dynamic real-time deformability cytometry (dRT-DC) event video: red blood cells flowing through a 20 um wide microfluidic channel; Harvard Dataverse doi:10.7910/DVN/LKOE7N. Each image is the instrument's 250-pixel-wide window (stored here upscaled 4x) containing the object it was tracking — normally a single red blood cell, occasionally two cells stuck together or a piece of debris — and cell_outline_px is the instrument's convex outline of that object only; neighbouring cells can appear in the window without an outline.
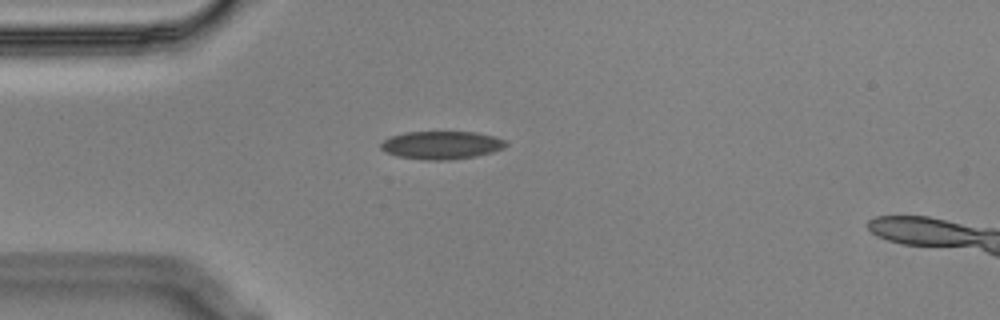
{"species": "Egyptian fruit bat (a non-hibernating species)", "species_latin": "Rousettus aegyptiacus", "temperature_condition": "cold", "stored_images_in_passage": 43, "segment_of_instrument_passage": [1, 2], "camera_frame_rate_fps": 3000, "um_per_image_px": 0.085, "animal": {"sex": "male"}, "frame": {"image": 1, "passage_image": 1, "time_ms": 0.0, "image_size_px": [1000, 320], "cell_outline_px": [[508, 144], [504, 148], [492, 152], [476, 156], [448, 160], [424, 160], [396, 156], [380, 148], [380, 144], [384, 140], [392, 136], [404, 132], [476, 132], [492, 136], [504, 140]], "centroid_in_image_um": [37.52, 12.34], "position_along_channel_um": 47.5, "area_um2": 20.35}}
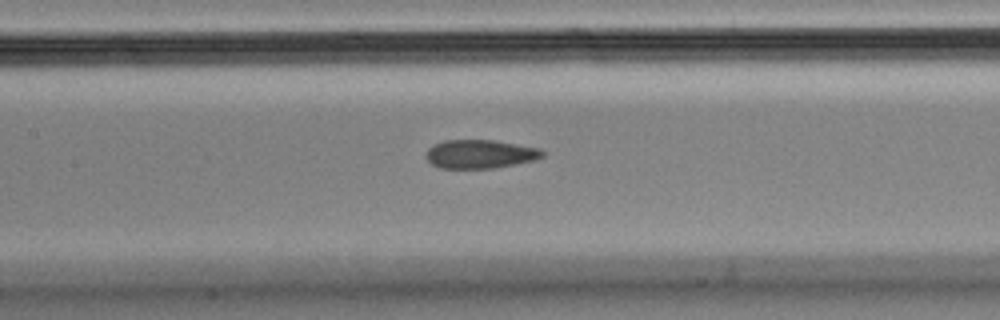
{"frame": {"image": 2, "passage_image": 12, "time_ms": 3.667, "image_size_px": [1000, 320], "cell_outline_px": [[544, 156], [532, 160], [492, 168], [440, 168], [432, 164], [424, 156], [428, 148], [444, 140], [496, 140], [540, 148], [544, 152]], "centroid_in_image_um": [40.78, 13.08], "position_along_channel_um": 166.6, "area_um2": 19.31}}
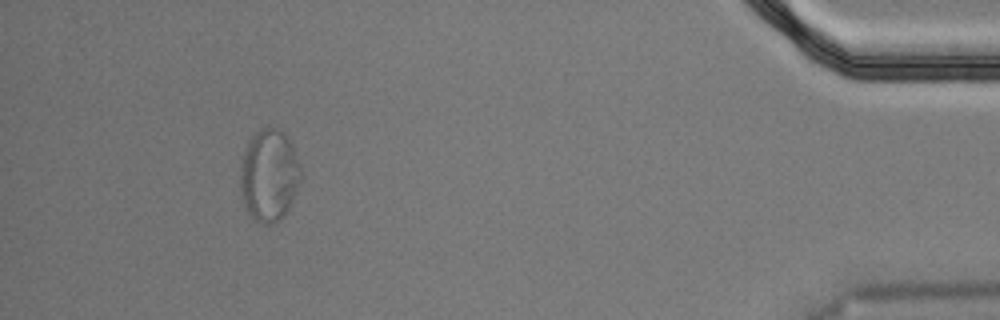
{"frame": {"image": 3, "passage_image": 38, "time_ms": 12.333, "image_size_px": [1000, 320], "cell_outline_px": [[300, 180], [288, 208], [284, 216], [268, 224], [260, 224], [252, 220], [248, 216], [240, 196], [240, 168], [244, 152], [248, 140], [256, 132], [268, 124], [284, 132], [292, 144], [300, 168]], "centroid_in_image_um": [22.82, 14.9], "position_along_channel_um": 412.4, "area_um2": 32.77}}